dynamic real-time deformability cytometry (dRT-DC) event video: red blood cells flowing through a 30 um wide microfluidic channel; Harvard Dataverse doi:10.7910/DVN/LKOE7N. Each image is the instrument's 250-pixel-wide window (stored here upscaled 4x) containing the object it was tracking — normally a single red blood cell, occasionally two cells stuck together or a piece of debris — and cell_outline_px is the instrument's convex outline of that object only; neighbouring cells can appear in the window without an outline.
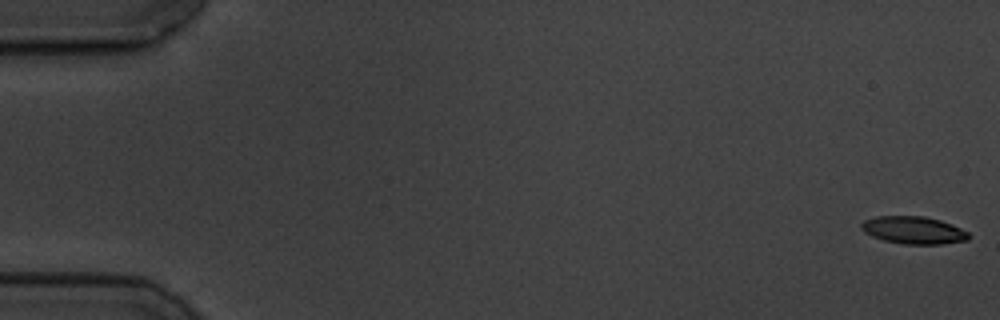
{"species": "common noctule bat (a hibernating species)", "species_latin": "Nyctalus noctula", "temperature_condition": "cold", "stored_images_in_passage": 58, "camera_frame_rate_fps": 3000, "um_per_image_px": 0.085, "animal": {"sex": "male", "body_mass_g": 19.5, "forearm_length_mm": 54.6}, "frame": {"image": 1, "passage_image": 1, "time_ms": 0.0, "image_size_px": [1000, 320], "cell_outline_px": [[968, 240], [940, 244], [904, 244], [884, 240], [872, 236], [864, 232], [860, 228], [860, 224], [864, 220], [876, 216], [924, 216], [940, 220], [952, 224], [968, 232]], "centroid_in_image_um": [77.62, 19.56], "position_along_channel_um": 7.4, "area_um2": 17.17}}
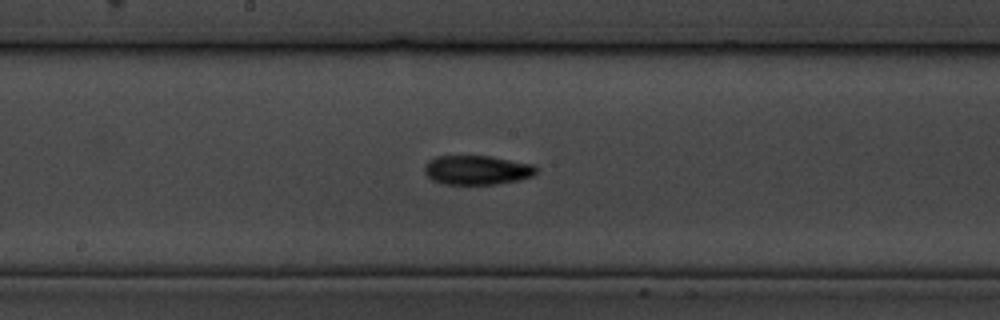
{"frame": {"image": 2, "passage_image": 31, "time_ms": 10.0, "image_size_px": [1000, 320], "cell_outline_px": [[536, 172], [532, 176], [520, 180], [496, 184], [444, 184], [432, 180], [424, 172], [424, 168], [428, 160], [436, 156], [488, 156], [532, 164], [536, 168]], "centroid_in_image_um": [40.51, 14.46], "position_along_channel_um": 207.7, "area_um2": 18.96}}
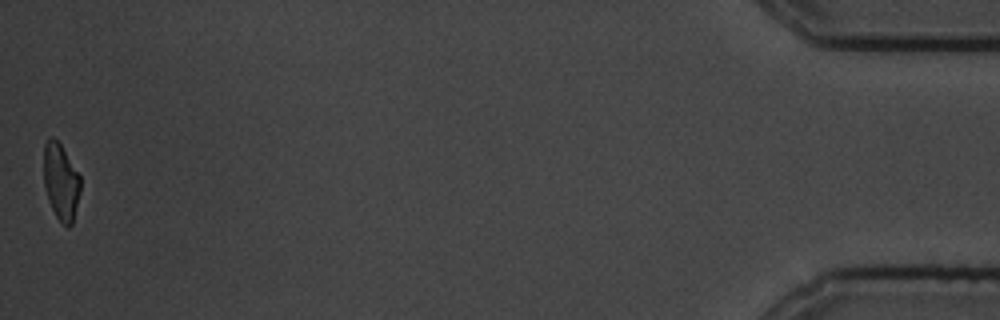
{"frame": {"image": 3, "passage_image": 58, "time_ms": 19.0, "image_size_px": [1000, 320], "cell_outline_px": [[80, 192], [72, 224], [68, 228], [56, 216], [48, 200], [44, 184], [44, 144], [52, 136], [60, 144], [80, 176]], "centroid_in_image_um": [5.17, 15.46], "position_along_channel_um": 430.0, "area_um2": 16.07}, "authors_computed_cell_mechanics": {"area_um2": 18.207, "velocity_mm_per_s": 3.4862, "shape_relaxation_time_tau1_ms": 4.3078, "shape_relaxation_time_tau2_ms": 7.3341, "deformation_change_tau1": 0.163, "deformation_change_tau2": 0.1215}}